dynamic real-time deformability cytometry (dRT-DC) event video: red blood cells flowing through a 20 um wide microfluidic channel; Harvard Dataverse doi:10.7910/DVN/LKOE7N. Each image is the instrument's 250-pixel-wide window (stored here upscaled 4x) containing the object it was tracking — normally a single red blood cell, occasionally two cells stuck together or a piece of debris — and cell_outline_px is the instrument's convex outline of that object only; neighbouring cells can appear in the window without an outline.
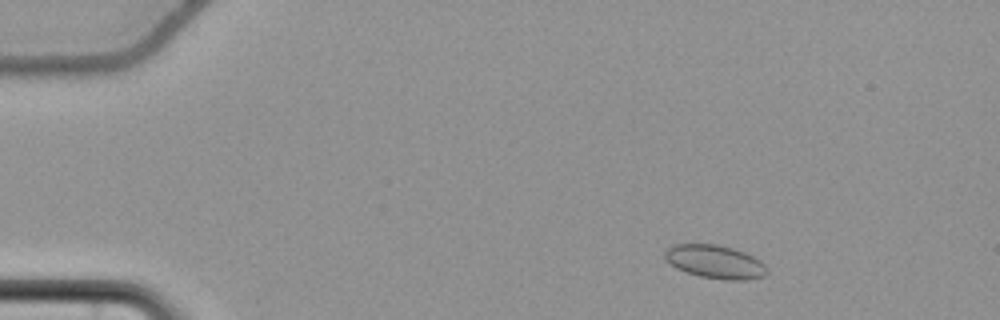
{"species": "common noctule bat (a hibernating species)", "species_latin": "Nyctalus noctula", "temperature_condition": "cold", "stored_images_in_passage": 56, "camera_frame_rate_fps": 3000, "um_per_image_px": 0.085, "animal": {"sex": "female", "body_mass_g": 22.7, "forearm_length_mm": 54.2}, "frame": {"image": 1, "passage_image": 7, "time_ms": 2.0, "image_size_px": [1000, 320], "cell_outline_px": [[768, 272], [764, 276], [744, 280], [728, 280], [700, 276], [676, 268], [664, 256], [664, 252], [668, 248], [676, 244], [716, 244], [732, 248], [744, 252], [760, 260], [768, 268]], "centroid_in_image_um": [60.81, 22.25], "position_along_channel_um": 24.2, "area_um2": 19.65}}
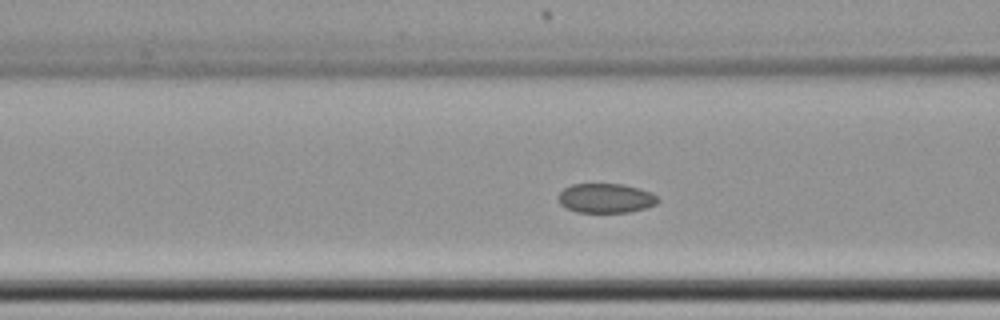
{"frame": {"image": 2, "passage_image": 22, "time_ms": 7.0, "image_size_px": [1000, 320], "cell_outline_px": [[660, 200], [656, 204], [644, 208], [628, 212], [576, 212], [560, 204], [560, 192], [564, 188], [572, 184], [624, 184], [640, 188], [656, 196]], "centroid_in_image_um": [51.5, 16.84], "position_along_channel_um": 115.1, "area_um2": 16.88}}
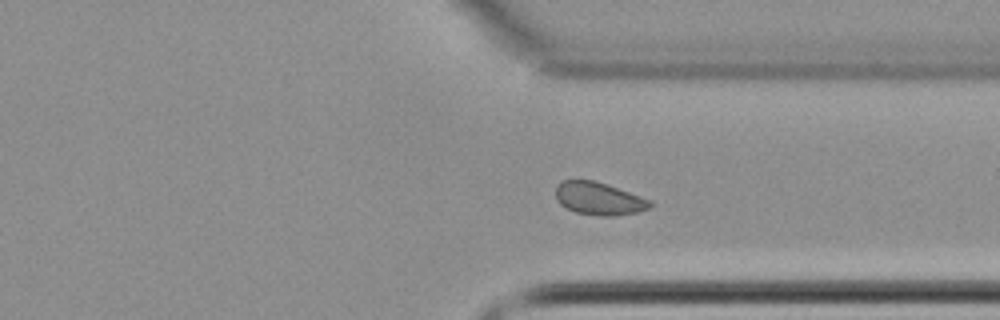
{"frame": {"image": 3, "passage_image": 42, "time_ms": 13.667, "image_size_px": [1000, 320], "cell_outline_px": [[652, 204], [648, 208], [636, 212], [612, 216], [600, 216], [576, 212], [560, 204], [556, 200], [556, 184], [564, 180], [596, 180], [652, 200]], "centroid_in_image_um": [50.89, 16.87], "position_along_channel_um": 360.5, "area_um2": 17.98}, "authors_computed_cell_mechanics": {"area_um2": 18.4382, "velocity_mm_per_s": 3.6685, "shape_relaxation_time_tau1_ms": null, "shape_relaxation_time_tau2_ms": 5.9596, "deformation_change_tau1": null, "deformation_change_tau2": 0.0729}}